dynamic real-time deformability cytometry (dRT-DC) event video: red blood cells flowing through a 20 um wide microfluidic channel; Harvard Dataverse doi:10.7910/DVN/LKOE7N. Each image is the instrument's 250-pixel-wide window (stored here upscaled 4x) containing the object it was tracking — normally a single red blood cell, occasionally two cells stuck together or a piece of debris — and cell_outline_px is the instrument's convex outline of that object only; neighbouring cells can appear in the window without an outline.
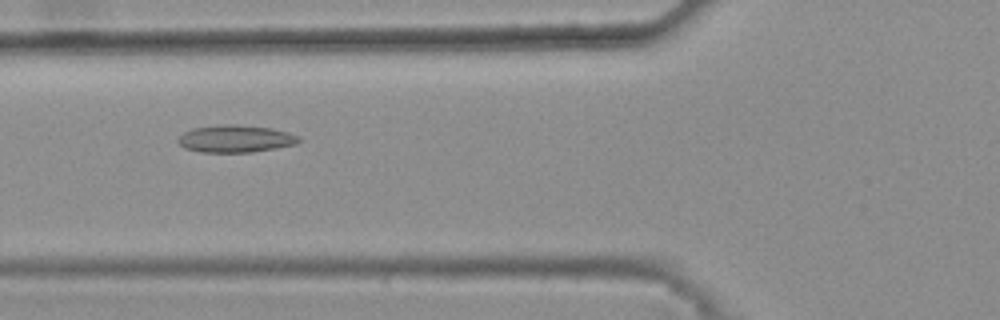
{"species": "common noctule bat (a hibernating species)", "species_latin": "Nyctalus noctula", "temperature_condition": "warm", "stored_images_in_passage": 29, "camera_frame_rate_fps": 3000, "um_per_image_px": 0.085, "animal": {"sex": "female", "body_mass_g": 25.1}, "frame": {"image": 1, "passage_image": 5, "time_ms": 1.333, "image_size_px": [1000, 320], "cell_outline_px": [[300, 140], [296, 144], [252, 152], [200, 152], [184, 148], [176, 140], [184, 132], [192, 128], [220, 124], [236, 124], [272, 128], [288, 132], [300, 136]], "centroid_in_image_um": [20.0, 11.78], "position_along_channel_um": 105.8, "area_um2": 19.31}}
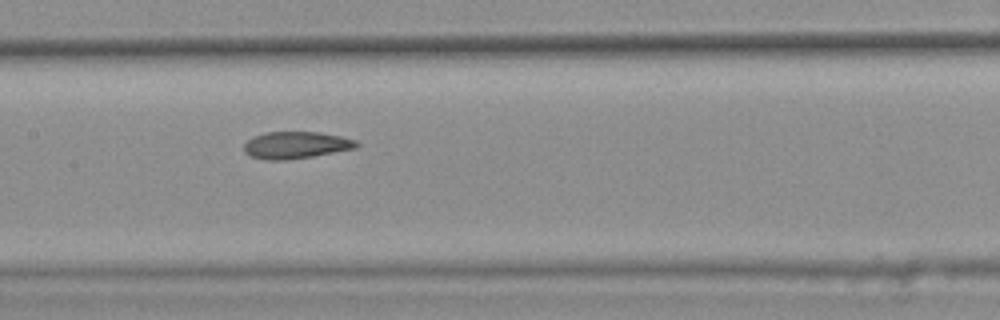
{"frame": {"image": 2, "passage_image": 11, "time_ms": 3.333, "image_size_px": [1000, 320], "cell_outline_px": [[360, 144], [356, 148], [312, 156], [288, 160], [264, 160], [252, 156], [244, 152], [244, 144], [248, 140], [264, 132], [320, 132], [340, 136], [356, 140]], "centroid_in_image_um": [25.16, 12.33], "position_along_channel_um": 182.2, "area_um2": 17.63}}
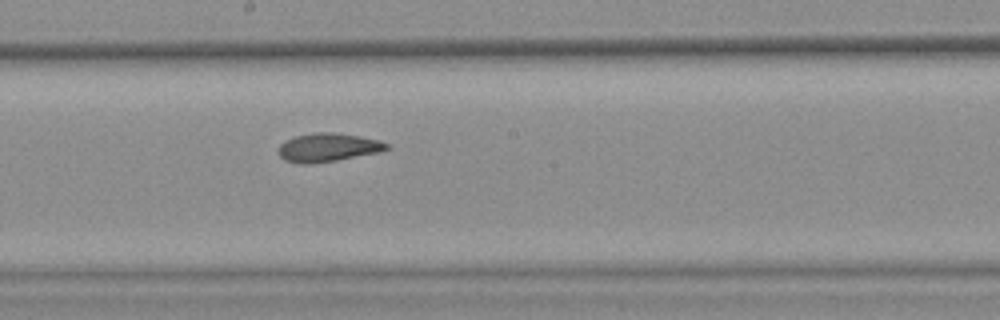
{"frame": {"image": 3, "passage_image": 14, "time_ms": 4.333, "image_size_px": [1000, 320], "cell_outline_px": [[392, 148], [380, 152], [336, 160], [308, 164], [300, 164], [284, 160], [276, 152], [280, 144], [284, 140], [296, 136], [316, 132], [336, 132], [360, 136], [380, 140], [388, 144]], "centroid_in_image_um": [27.87, 12.53], "position_along_channel_um": 220.3, "area_um2": 18.21}, "authors_computed_cell_mechanics": {"area_um2": 17.918, "velocity_mm_per_s": 3.8167, "shape_relaxation_time_tau1_ms": null, "shape_relaxation_time_tau2_ms": 2.8991, "deformation_change_tau1": null, "deformation_change_tau2": 0.0915}}